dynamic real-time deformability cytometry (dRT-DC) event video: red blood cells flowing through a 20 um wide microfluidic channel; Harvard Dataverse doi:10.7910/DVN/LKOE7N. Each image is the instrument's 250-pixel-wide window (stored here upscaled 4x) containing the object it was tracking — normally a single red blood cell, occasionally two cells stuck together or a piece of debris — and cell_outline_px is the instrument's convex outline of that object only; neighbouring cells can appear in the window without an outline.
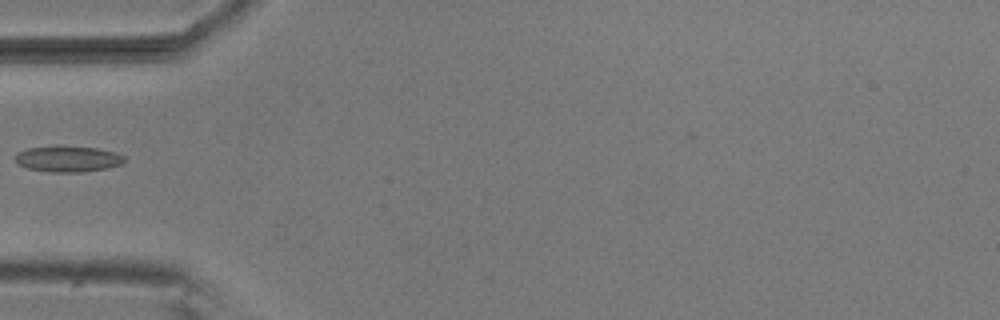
{"species": "common noctule bat (a hibernating species)", "species_latin": "Nyctalus noctula", "temperature_condition": "room temperature", "stored_images_in_passage": 4, "camera_frame_rate_fps": 3000, "um_per_image_px": 0.085, "animal": {"sex": "male", "body_mass_g": 20.5, "forearm_length_mm": 52.5}, "frame": {"image": 1, "passage_image": 2, "time_ms": 0.333, "image_size_px": [1000, 320], "cell_outline_px": [[124, 164], [108, 168], [80, 172], [48, 172], [28, 168], [20, 164], [16, 160], [16, 152], [28, 148], [56, 144], [96, 148], [116, 152], [124, 156]], "centroid_in_image_um": [5.79, 13.48], "position_along_channel_um": 79.2, "area_um2": 16.88}}
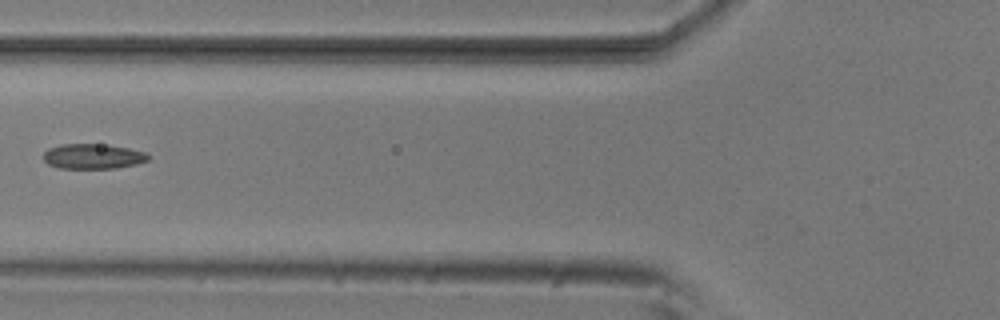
{"frame": {"image": 2, "passage_image": 3, "time_ms": 0.667, "image_size_px": [1000, 320], "cell_outline_px": [[148, 160], [136, 164], [116, 168], [60, 168], [48, 164], [44, 160], [44, 152], [48, 148], [60, 144], [100, 144], [128, 148], [148, 152]], "centroid_in_image_um": [7.89, 13.28], "position_along_channel_um": 117.9, "area_um2": 15.26}}
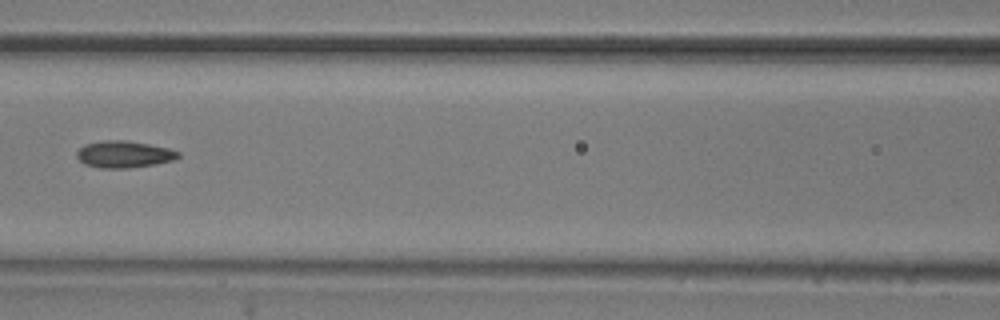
{"frame": {"image": 3, "passage_image": 4, "time_ms": 1.0, "image_size_px": [1000, 320], "cell_outline_px": [[180, 156], [172, 160], [156, 164], [128, 168], [100, 168], [84, 164], [76, 156], [76, 152], [84, 144], [104, 140], [128, 140], [168, 148], [180, 152]], "centroid_in_image_um": [10.52, 13.11], "position_along_channel_um": 156.1, "area_um2": 15.9}}